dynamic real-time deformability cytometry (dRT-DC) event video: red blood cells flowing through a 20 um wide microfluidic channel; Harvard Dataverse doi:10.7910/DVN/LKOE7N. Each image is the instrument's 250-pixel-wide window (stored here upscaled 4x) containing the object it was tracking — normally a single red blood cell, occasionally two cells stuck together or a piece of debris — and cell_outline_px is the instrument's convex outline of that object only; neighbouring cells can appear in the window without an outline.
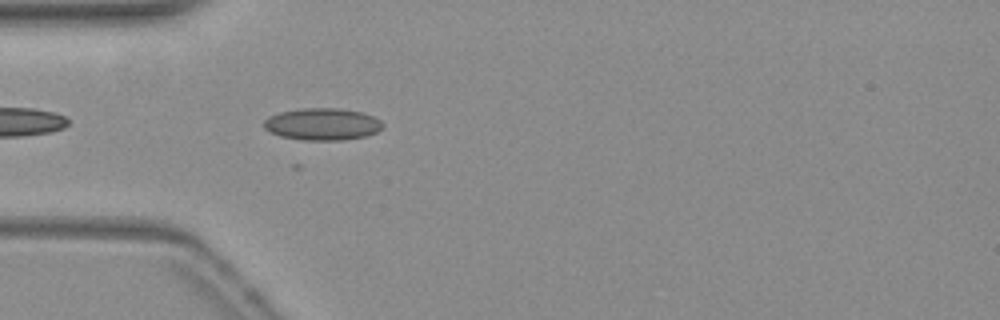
{"species": "common noctule bat (a hibernating species)", "species_latin": "Nyctalus noctula", "temperature_condition": "warm", "stored_images_in_passage": 43, "camera_frame_rate_fps": 3000, "um_per_image_px": 0.085, "animal": {"sex": "female", "body_mass_g": 19.3, "forearm_length_mm": 54.1}, "frame": {"image": 1, "passage_image": 15, "time_ms": 4.667, "image_size_px": [1000, 320], "cell_outline_px": [[384, 124], [376, 132], [364, 136], [344, 140], [300, 140], [280, 136], [264, 128], [264, 120], [268, 116], [280, 112], [300, 108], [340, 108], [364, 112], [380, 120]], "centroid_in_image_um": [27.39, 10.54], "position_along_channel_um": 57.6, "area_um2": 22.25}}
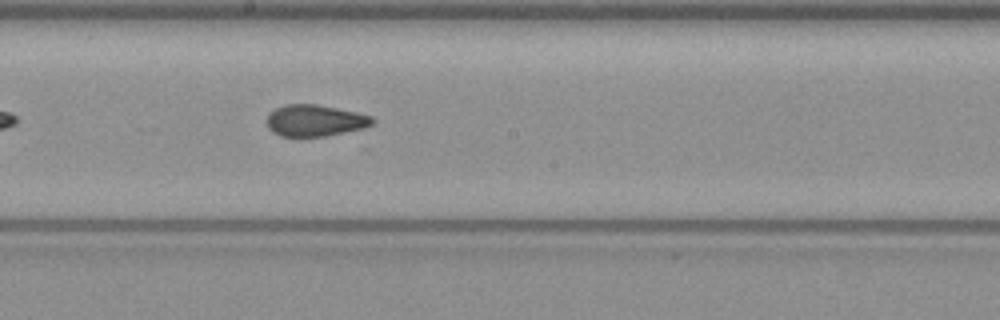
{"frame": {"image": 2, "passage_image": 28, "time_ms": 9.0, "image_size_px": [1000, 320], "cell_outline_px": [[376, 120], [372, 124], [364, 128], [324, 136], [280, 136], [272, 132], [268, 128], [268, 112], [284, 104], [316, 104], [356, 112], [372, 116]], "centroid_in_image_um": [26.76, 10.24], "position_along_channel_um": 221.4, "area_um2": 19.36}}
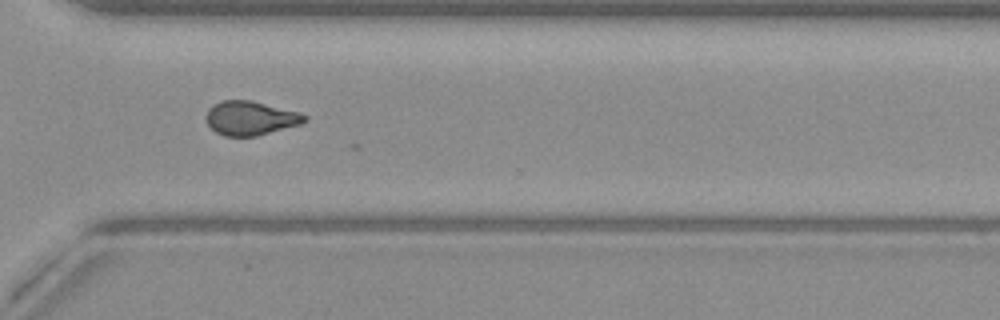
{"frame": {"image": 3, "passage_image": 38, "time_ms": 12.333, "image_size_px": [1000, 320], "cell_outline_px": [[308, 120], [300, 124], [256, 136], [224, 136], [216, 132], [208, 124], [204, 116], [208, 108], [212, 104], [224, 100], [252, 100], [300, 112], [308, 116]], "centroid_in_image_um": [21.28, 10.03], "position_along_channel_um": 349.3, "area_um2": 19.71}}